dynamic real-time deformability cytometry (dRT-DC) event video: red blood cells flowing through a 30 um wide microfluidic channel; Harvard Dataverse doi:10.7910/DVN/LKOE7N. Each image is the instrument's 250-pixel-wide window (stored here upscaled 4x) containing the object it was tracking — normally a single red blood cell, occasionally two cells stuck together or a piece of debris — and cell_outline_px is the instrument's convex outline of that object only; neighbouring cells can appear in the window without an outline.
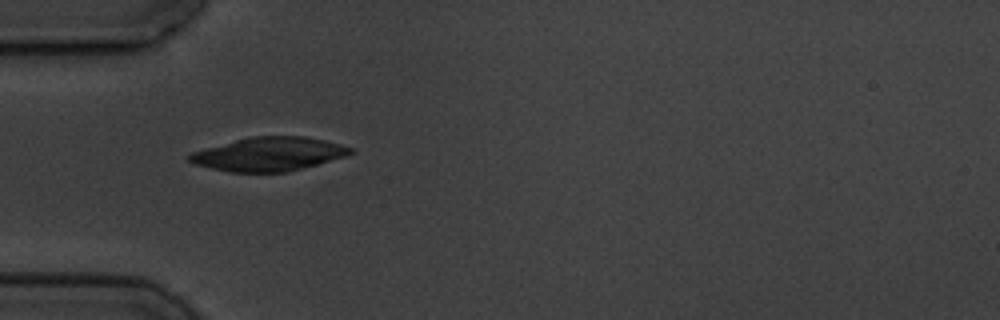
{"species": "common noctule bat (a hibernating species)", "species_latin": "Nyctalus noctula", "temperature_condition": "cold", "stored_images_in_passage": 1, "camera_frame_rate_fps": 3000, "um_per_image_px": 0.085, "animal": {"sex": "male", "body_mass_g": 19.5, "forearm_length_mm": 54.6}, "frame": {"image": 1, "passage_image": 1, "time_ms": 0.0, "image_size_px": [1000, 320], "cell_outline_px": [[356, 152], [348, 156], [284, 172], [232, 172], [212, 168], [196, 164], [188, 160], [188, 156], [192, 152], [236, 140], [252, 136], [304, 136], [324, 140], [340, 144], [352, 148]], "centroid_in_image_um": [22.9, 13.09], "position_along_channel_um": 62.1, "area_um2": 31.21}}